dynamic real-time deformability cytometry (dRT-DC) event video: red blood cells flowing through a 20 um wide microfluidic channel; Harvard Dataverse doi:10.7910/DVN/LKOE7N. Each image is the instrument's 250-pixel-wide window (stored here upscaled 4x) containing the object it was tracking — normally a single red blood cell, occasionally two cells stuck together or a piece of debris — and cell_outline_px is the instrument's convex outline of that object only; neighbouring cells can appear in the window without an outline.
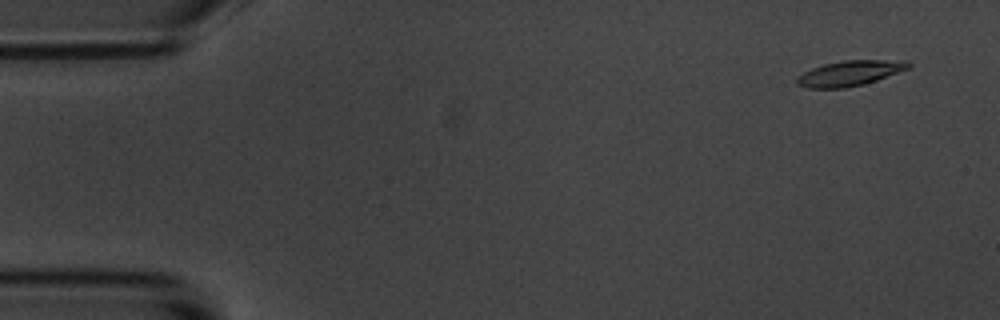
{"species": "common noctule bat (a hibernating species)", "species_latin": "Nyctalus noctula", "temperature_condition": "room temperature", "stored_images_in_passage": 54, "camera_frame_rate_fps": 3000, "um_per_image_px": 0.085, "animal": {"sex": "male", "body_mass_g": 20.1, "forearm_length_mm": 53.5}, "frame": {"image": 1, "passage_image": 1, "time_ms": 0.0, "image_size_px": [1000, 320], "cell_outline_px": [[912, 68], [864, 84], [844, 88], [808, 88], [796, 84], [796, 80], [804, 72], [812, 68], [824, 64], [844, 60], [908, 60], [912, 64]], "centroid_in_image_um": [72.3, 6.21], "position_along_channel_um": 12.7, "area_um2": 16.47}}
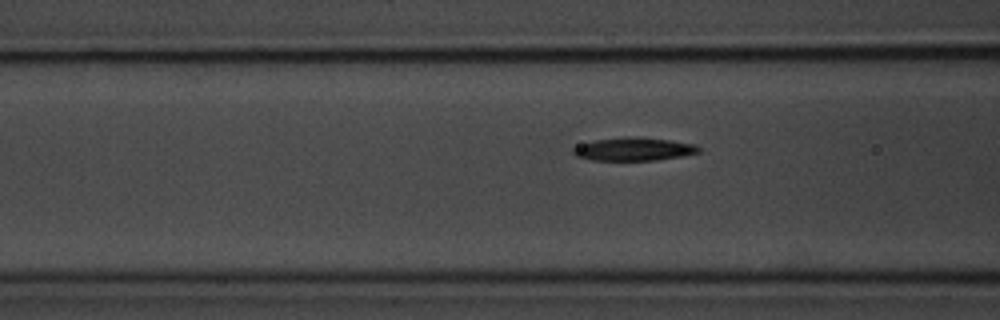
{"frame": {"image": 2, "passage_image": 19, "time_ms": 6.0, "image_size_px": [1000, 320], "cell_outline_px": [[700, 152], [684, 156], [656, 160], [592, 160], [576, 156], [572, 152], [572, 148], [596, 140], [624, 136], [636, 136], [668, 140], [696, 144], [700, 148]], "centroid_in_image_um": [53.91, 12.67], "position_along_channel_um": 112.7, "area_um2": 16.94}}
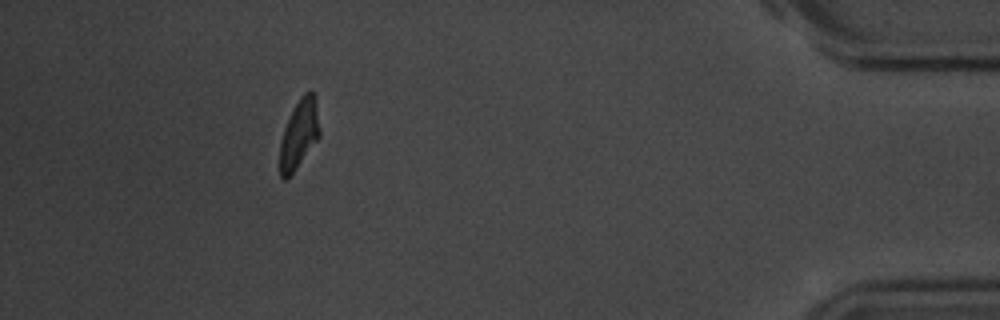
{"frame": {"image": 3, "passage_image": 49, "time_ms": 16.0, "image_size_px": [1000, 320], "cell_outline_px": [[320, 136], [296, 168], [284, 180], [280, 176], [280, 140], [284, 128], [292, 108], [300, 96], [304, 92], [316, 92], [320, 128]], "centroid_in_image_um": [25.44, 11.31], "position_along_channel_um": 409.8, "area_um2": 16.13}, "authors_computed_cell_mechanics": {"area_um2": 16.9643, "velocity_mm_per_s": 3.5517, "shape_relaxation_time_tau1_ms": 5.2573, "shape_relaxation_time_tau2_ms": 6.4819, "deformation_change_tau1": 0.1626, "deformation_change_tau2": 0.1369}}